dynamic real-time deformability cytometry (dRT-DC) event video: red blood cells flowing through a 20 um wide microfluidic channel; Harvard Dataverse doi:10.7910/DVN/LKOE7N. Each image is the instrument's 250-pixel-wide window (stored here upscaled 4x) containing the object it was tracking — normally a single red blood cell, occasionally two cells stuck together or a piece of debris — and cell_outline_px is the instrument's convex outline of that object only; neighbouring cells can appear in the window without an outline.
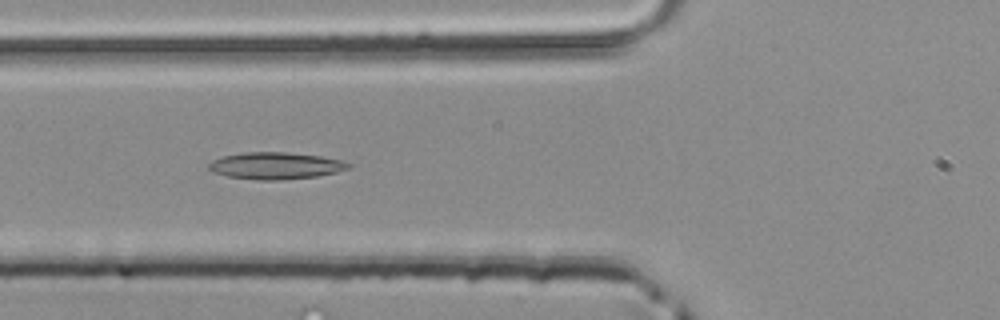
{"species": "common noctule bat (a hibernating species)", "species_latin": "Nyctalus noctula", "temperature_condition": "room temperature", "stored_images_in_passage": 33, "camera_frame_rate_fps": 3000, "um_per_image_px": 0.085, "animal": {"sex": "male", "body_mass_g": 20.4}, "frame": {"image": 1, "passage_image": 4, "time_ms": 1.0, "image_size_px": [1000, 320], "cell_outline_px": [[352, 164], [348, 168], [336, 172], [316, 176], [276, 180], [256, 180], [228, 176], [212, 172], [208, 168], [208, 164], [212, 160], [224, 156], [244, 152], [284, 152], [320, 156], [344, 160]], "centroid_in_image_um": [23.41, 14.08], "position_along_channel_um": 102.4, "area_um2": 21.79}}
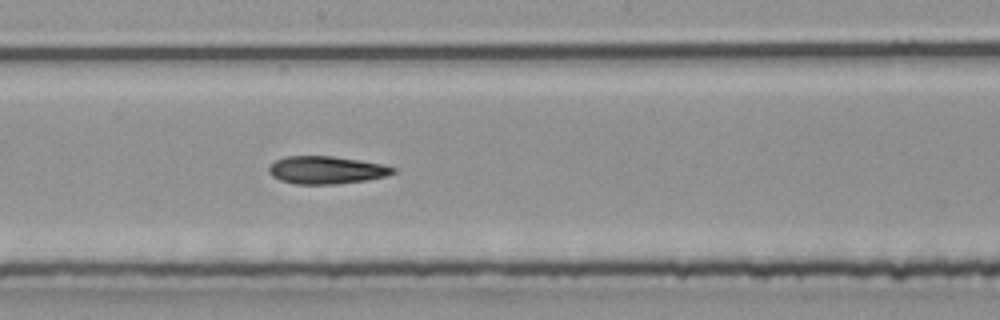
{"frame": {"image": 2, "passage_image": 12, "time_ms": 3.667, "image_size_px": [1000, 320], "cell_outline_px": [[396, 172], [388, 176], [364, 180], [336, 184], [296, 184], [280, 180], [272, 176], [268, 172], [268, 168], [276, 160], [284, 156], [332, 156], [360, 160], [380, 164], [396, 168]], "centroid_in_image_um": [27.73, 14.45], "position_along_channel_um": 220.5, "area_um2": 20.0}}
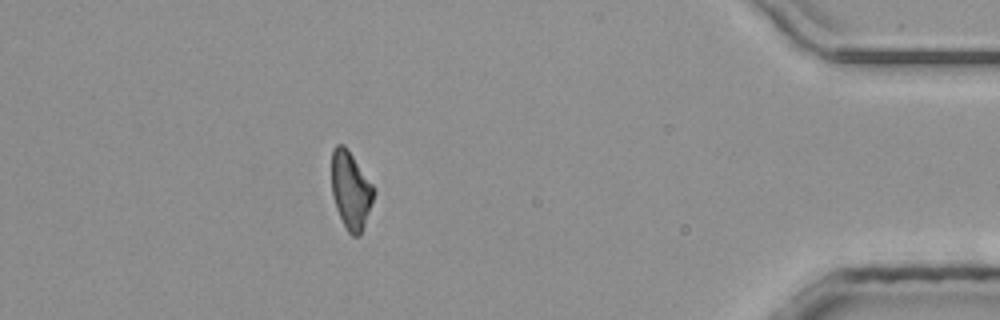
{"frame": {"image": 3, "passage_image": 28, "time_ms": 9.0, "image_size_px": [1000, 320], "cell_outline_px": [[376, 192], [364, 224], [360, 232], [356, 236], [352, 236], [348, 232], [336, 208], [332, 196], [332, 148], [336, 144], [344, 144], [372, 184]], "centroid_in_image_um": [29.8, 16.14], "position_along_channel_um": 405.4, "area_um2": 18.73}}